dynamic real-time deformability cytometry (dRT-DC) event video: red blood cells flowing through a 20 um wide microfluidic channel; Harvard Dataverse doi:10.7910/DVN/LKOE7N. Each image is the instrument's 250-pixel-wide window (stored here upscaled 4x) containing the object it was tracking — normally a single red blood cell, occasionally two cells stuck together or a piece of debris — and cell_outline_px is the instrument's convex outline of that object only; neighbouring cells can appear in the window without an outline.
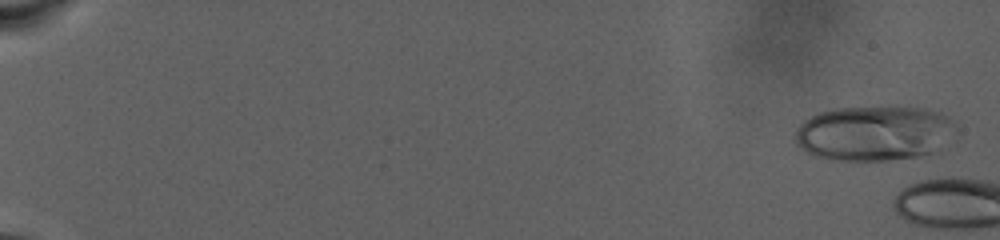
{"species": "human", "species_latin": "Homo sapiens", "temperature_condition": "warm", "stored_images_in_passage": 9, "camera_frame_rate_fps": 3000, "um_per_image_px": 0.085, "donor": {"sex": "male"}, "frame": {"image": 1, "passage_image": 3, "time_ms": 0.667, "image_size_px": [1000, 240], "cell_outline_px": [[956, 128], [928, 152], [920, 156], [884, 160], [828, 160], [812, 156], [796, 144], [796, 132], [800, 124], [804, 120], [820, 112], [836, 108], [892, 104], [924, 108], [940, 112], [952, 120], [956, 124]], "centroid_in_image_um": [74.21, 11.27], "position_along_channel_um": 10.8, "area_um2": 51.62}}